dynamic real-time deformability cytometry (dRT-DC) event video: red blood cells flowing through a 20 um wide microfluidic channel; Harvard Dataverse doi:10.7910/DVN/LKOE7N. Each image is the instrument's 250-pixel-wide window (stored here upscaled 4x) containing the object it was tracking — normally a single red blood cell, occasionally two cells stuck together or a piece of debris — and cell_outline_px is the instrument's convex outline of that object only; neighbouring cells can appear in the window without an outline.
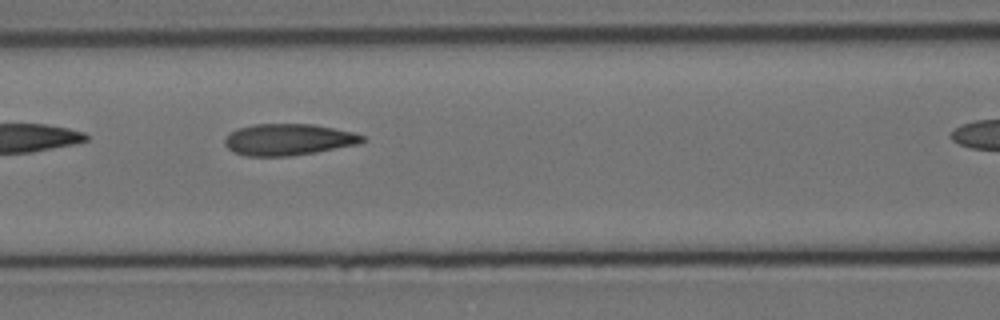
{"species": "Egyptian fruit bat (a non-hibernating species)", "species_latin": "Rousettus aegyptiacus", "temperature_condition": "cold", "stored_images_in_passage": 11, "camera_frame_rate_fps": 3000, "um_per_image_px": 0.085, "animal": {"sex": "female"}, "frame": {"image": 1, "passage_image": 4, "time_ms": 3.333, "image_size_px": [1000, 320], "cell_outline_px": [[368, 140], [360, 144], [316, 152], [292, 156], [244, 156], [232, 152], [224, 144], [224, 140], [232, 132], [240, 128], [252, 124], [312, 124], [352, 132], [364, 136]], "centroid_in_image_um": [24.53, 11.87], "position_along_channel_um": 142.1, "area_um2": 25.32}}